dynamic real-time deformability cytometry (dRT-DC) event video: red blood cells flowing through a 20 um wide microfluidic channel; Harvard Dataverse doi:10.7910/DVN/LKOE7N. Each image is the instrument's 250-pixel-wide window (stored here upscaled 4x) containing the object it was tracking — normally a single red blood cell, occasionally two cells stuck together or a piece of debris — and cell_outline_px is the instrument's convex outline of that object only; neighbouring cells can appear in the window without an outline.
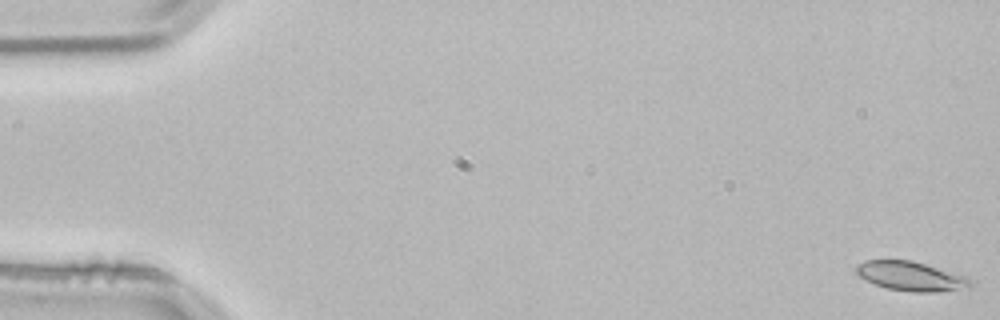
{"species": "common noctule bat (a hibernating species)", "species_latin": "Nyctalus noctula", "temperature_condition": "room temperature", "stored_images_in_passage": 54, "camera_frame_rate_fps": 3000, "um_per_image_px": 0.085, "animal": {"sex": "male", "body_mass_g": 21.5, "forearm_length_mm": 52.0}, "frame": {"image": 1, "passage_image": 1, "time_ms": 0.0, "image_size_px": [1000, 320], "cell_outline_px": [[972, 288], [936, 292], [912, 292], [888, 288], [876, 284], [860, 276], [856, 272], [856, 264], [864, 260], [912, 260], [964, 276], [972, 280]], "centroid_in_image_um": [77.45, 23.48], "position_along_channel_um": 7.5, "area_um2": 19.36}}
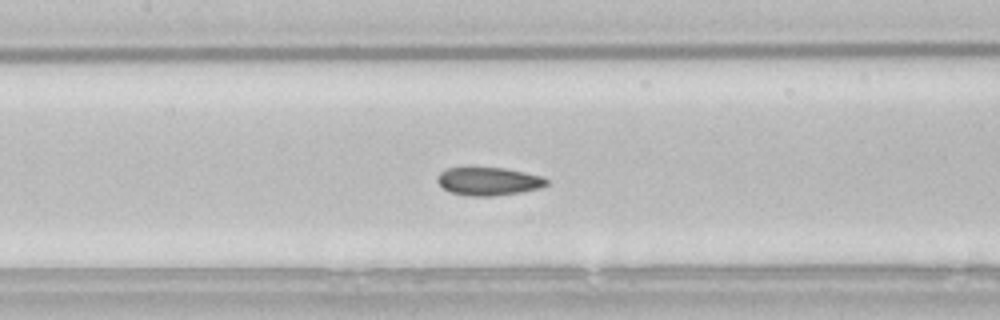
{"frame": {"image": 2, "passage_image": 25, "time_ms": 8.0, "image_size_px": [1000, 320], "cell_outline_px": [[548, 184], [540, 188], [492, 196], [468, 196], [452, 192], [444, 188], [436, 180], [436, 176], [440, 172], [448, 168], [504, 168], [544, 176], [548, 180]], "centroid_in_image_um": [41.53, 15.4], "position_along_channel_um": 165.9, "area_um2": 17.69}}
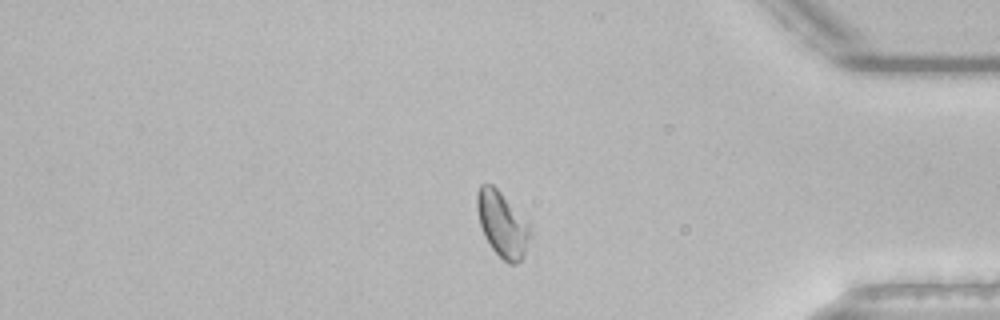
{"frame": {"image": 3, "passage_image": 45, "time_ms": 14.667, "image_size_px": [1000, 320], "cell_outline_px": [[528, 236], [524, 256], [516, 264], [508, 264], [492, 248], [484, 236], [480, 224], [476, 208], [476, 192], [480, 184], [492, 184], [500, 192], [528, 224]], "centroid_in_image_um": [42.62, 19.05], "position_along_channel_um": 392.6, "area_um2": 19.54}, "authors_computed_cell_mechanics": {"area_um2": 18.9584, "velocity_mm_per_s": 3.8082, "shape_relaxation_time_tau1_ms": null, "shape_relaxation_time_tau2_ms": 1.2242, "deformation_change_tau1": null, "deformation_change_tau2": 0.0547}}